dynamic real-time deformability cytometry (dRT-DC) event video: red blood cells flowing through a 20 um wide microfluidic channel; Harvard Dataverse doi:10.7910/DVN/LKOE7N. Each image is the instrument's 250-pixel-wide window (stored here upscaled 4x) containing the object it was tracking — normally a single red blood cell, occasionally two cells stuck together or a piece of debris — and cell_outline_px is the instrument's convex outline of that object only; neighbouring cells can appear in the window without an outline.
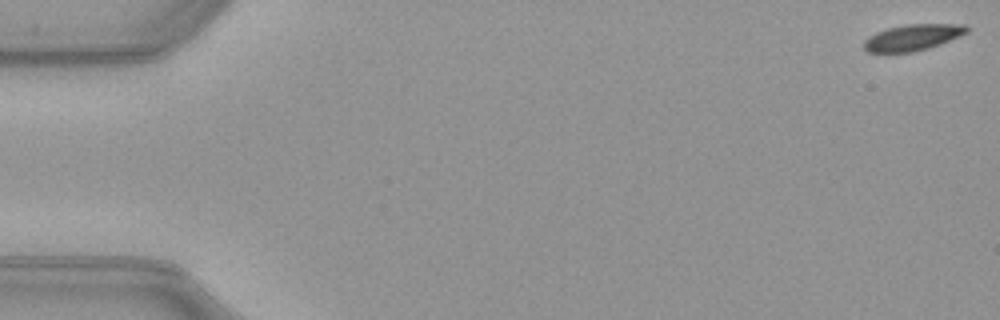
{"species": "common noctule bat (a hibernating species)", "species_latin": "Nyctalus noctula", "temperature_condition": "warm", "stored_images_in_passage": 14, "camera_frame_rate_fps": 3000, "um_per_image_px": 0.085, "animal": {"sex": "female", "body_mass_g": 21.9}, "frame": {"image": 1, "passage_image": 1, "time_ms": 0.0, "image_size_px": [1000, 320], "cell_outline_px": [[968, 32], [940, 44], [928, 48], [912, 52], [868, 52], [864, 48], [864, 40], [868, 36], [876, 32], [888, 28], [908, 24], [964, 24], [968, 28]], "centroid_in_image_um": [77.56, 3.18], "position_along_channel_um": 7.4, "area_um2": 15.55}}